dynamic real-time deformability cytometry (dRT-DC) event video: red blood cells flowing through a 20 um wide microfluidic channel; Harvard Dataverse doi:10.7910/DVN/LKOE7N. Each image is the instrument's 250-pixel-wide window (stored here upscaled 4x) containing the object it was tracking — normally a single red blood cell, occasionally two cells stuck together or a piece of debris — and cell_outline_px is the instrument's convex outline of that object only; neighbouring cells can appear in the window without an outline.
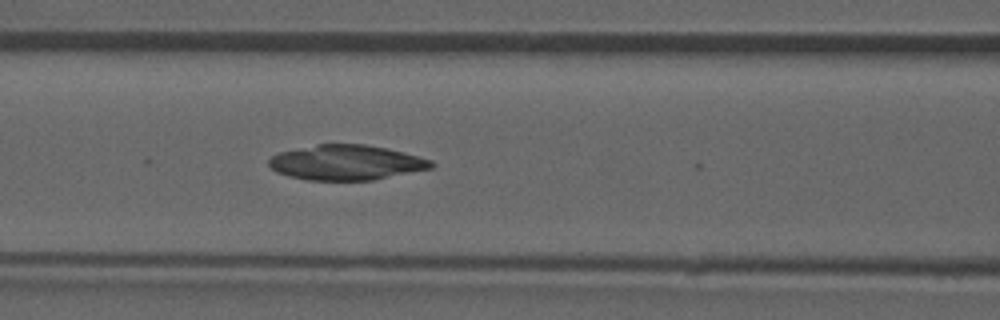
{"species": "common noctule bat (a hibernating species)", "species_latin": "Nyctalus noctula", "temperature_condition": "room temperature", "stored_images_in_passage": 29, "camera_frame_rate_fps": 3000, "um_per_image_px": 0.085, "animal": {"sex": "male", "forearm_length_mm": 52.5}, "frame": {"image": 1, "passage_image": 9, "time_ms": 2.667, "image_size_px": [1000, 320], "cell_outline_px": [[436, 164], [432, 168], [372, 180], [308, 180], [288, 176], [276, 172], [268, 164], [268, 160], [272, 156], [280, 152], [316, 144], [364, 144], [404, 152], [432, 160]], "centroid_in_image_um": [29.43, 13.81], "position_along_channel_um": 137.2, "area_um2": 33.06}}